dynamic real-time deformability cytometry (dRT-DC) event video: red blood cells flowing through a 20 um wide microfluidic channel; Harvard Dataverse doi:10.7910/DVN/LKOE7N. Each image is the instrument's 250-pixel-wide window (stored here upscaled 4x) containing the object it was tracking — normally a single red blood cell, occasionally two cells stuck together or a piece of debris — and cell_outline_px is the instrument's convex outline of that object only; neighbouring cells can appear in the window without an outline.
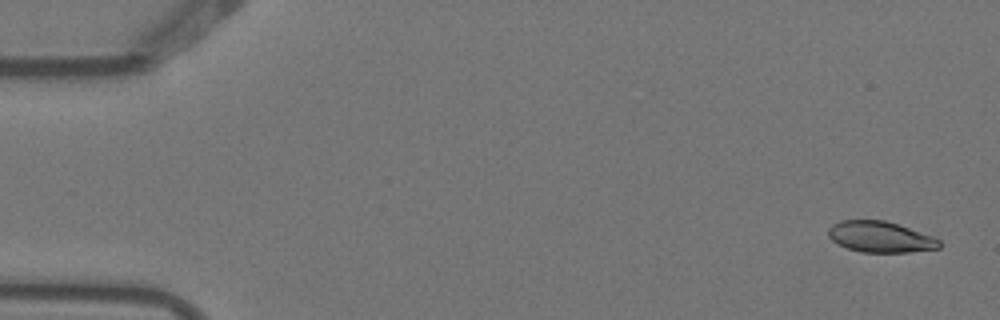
{"species": "Egyptian fruit bat (a non-hibernating species)", "species_latin": "Rousettus aegyptiacus", "temperature_condition": "warm", "stored_images_in_passage": 4, "camera_frame_rate_fps": 3000, "um_per_image_px": 0.085, "animal": {"sex": "female"}, "frame": {"image": 1, "passage_image": 1, "time_ms": 0.0, "image_size_px": [1000, 320], "cell_outline_px": [[940, 248], [908, 252], [860, 252], [836, 244], [828, 236], [828, 228], [832, 224], [840, 220], [884, 220], [932, 236], [940, 240]], "centroid_in_image_um": [74.78, 20.14], "position_along_channel_um": 10.2, "area_um2": 19.94}}
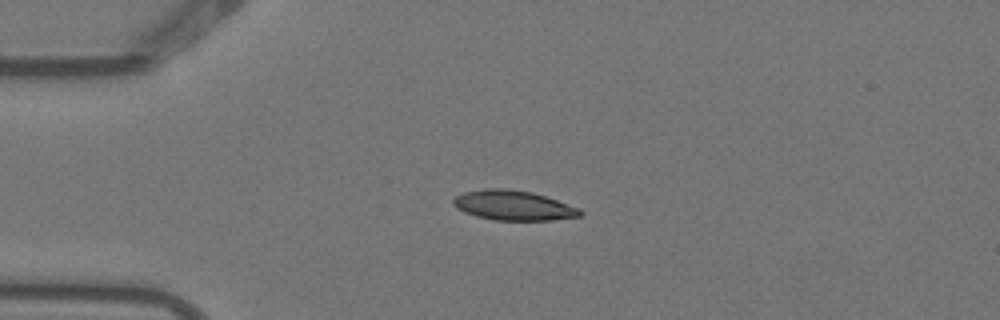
{"frame": {"image": 2, "passage_image": 3, "time_ms": 0.667, "image_size_px": [1000, 320], "cell_outline_px": [[584, 212], [580, 216], [552, 220], [496, 220], [476, 216], [464, 212], [456, 208], [452, 204], [452, 200], [456, 196], [464, 192], [484, 188], [504, 188], [532, 192], [580, 208]], "centroid_in_image_um": [43.61, 17.46], "position_along_channel_um": 41.4, "area_um2": 22.02}}